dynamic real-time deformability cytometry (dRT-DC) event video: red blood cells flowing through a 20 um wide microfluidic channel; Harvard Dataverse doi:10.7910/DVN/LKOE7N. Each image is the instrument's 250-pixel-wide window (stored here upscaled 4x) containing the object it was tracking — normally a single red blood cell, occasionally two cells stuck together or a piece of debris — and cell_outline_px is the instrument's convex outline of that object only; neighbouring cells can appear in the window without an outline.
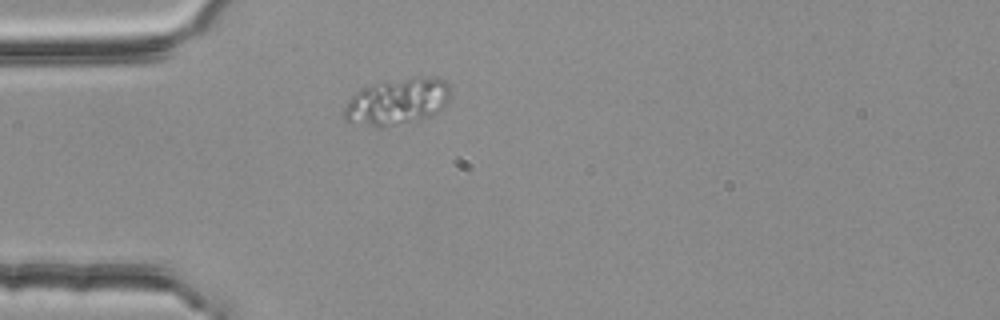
{"species": "common noctule bat (a hibernating species)", "species_latin": "Nyctalus noctula", "temperature_condition": "room temperature", "stored_images_in_passage": 1, "camera_frame_rate_fps": 3000, "um_per_image_px": 0.085, "animal": {"sex": "female", "body_mass_g": 25.1}, "frame": {"image": 1, "passage_image": 1, "time_ms": 0.0, "image_size_px": [1000, 320], "cell_outline_px": [[452, 96], [436, 112], [428, 116], [380, 128], [376, 128], [344, 120], [344, 108], [348, 100], [352, 96], [364, 88], [376, 84], [412, 76], [436, 76], [452, 84]], "centroid_in_image_um": [33.81, 8.6], "position_along_channel_um": 51.2, "area_um2": 28.78}}